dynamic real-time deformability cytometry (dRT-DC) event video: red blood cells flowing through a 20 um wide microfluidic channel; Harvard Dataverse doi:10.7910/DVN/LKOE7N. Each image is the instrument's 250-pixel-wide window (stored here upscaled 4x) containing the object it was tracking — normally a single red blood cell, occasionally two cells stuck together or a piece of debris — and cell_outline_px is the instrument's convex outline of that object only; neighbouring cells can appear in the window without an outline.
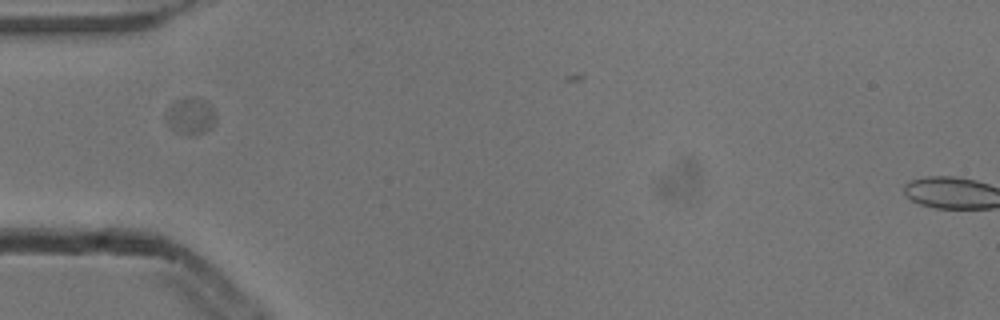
{"species": "common noctule bat (a hibernating species)", "species_latin": "Nyctalus noctula", "temperature_condition": "cold", "stored_images_in_passage": 1, "camera_frame_rate_fps": 3000, "um_per_image_px": 0.085, "animal": {"sex": "male", "body_mass_g": 13.3}, "frame": {"image": 1, "passage_image": 1, "time_ms": 0.0, "image_size_px": [1000, 320], "cell_outline_px": [[216, 112], [212, 128], [204, 132], [192, 136], [176, 132], [164, 120], [164, 116], [168, 108], [176, 100], [184, 96], [192, 96], [204, 100]], "centroid_in_image_um": [16.17, 9.86], "position_along_channel_um": 68.8, "area_um2": 10.87}}